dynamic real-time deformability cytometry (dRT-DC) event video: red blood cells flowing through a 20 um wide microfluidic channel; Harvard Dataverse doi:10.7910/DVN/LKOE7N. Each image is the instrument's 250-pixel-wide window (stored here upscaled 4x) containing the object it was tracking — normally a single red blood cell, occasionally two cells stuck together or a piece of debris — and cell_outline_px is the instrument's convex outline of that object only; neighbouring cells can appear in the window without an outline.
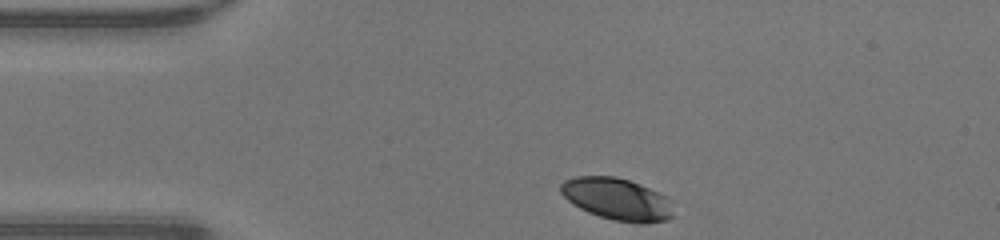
{"species": "human", "species_latin": "Homo sapiens", "temperature_condition": "warm", "stored_images_in_passage": 31, "camera_frame_rate_fps": 3000, "um_per_image_px": 0.085, "donor": {"sex": "male"}, "frame": {"image": 1, "passage_image": 1, "time_ms": 0.0, "image_size_px": [1000, 240], "cell_outline_px": [[676, 216], [668, 220], [644, 224], [640, 224], [612, 220], [588, 212], [580, 208], [568, 200], [560, 192], [560, 184], [564, 180], [576, 176], [616, 176], [640, 184], [672, 200]], "centroid_in_image_um": [52.5, 16.94], "position_along_channel_um": 32.5, "area_um2": 27.92}}
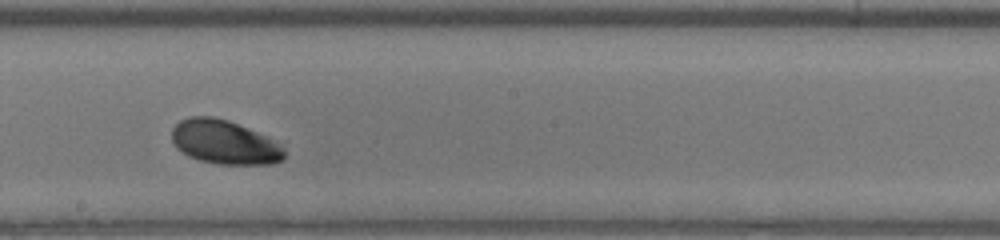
{"frame": {"image": 2, "passage_image": 18, "time_ms": 5.667, "image_size_px": [1000, 240], "cell_outline_px": [[284, 160], [272, 164], [220, 164], [200, 160], [188, 156], [176, 148], [172, 140], [172, 128], [180, 120], [188, 116], [212, 116], [228, 120], [256, 132], [272, 140], [284, 148]], "centroid_in_image_um": [19.04, 12.09], "position_along_channel_um": 229.2, "area_um2": 28.67}}
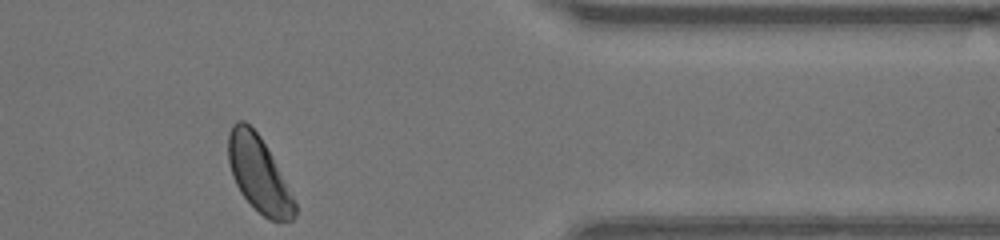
{"frame": {"image": 3, "passage_image": 31, "time_ms": 10.0, "image_size_px": [1000, 240], "cell_outline_px": [[296, 212], [292, 220], [268, 220], [240, 192], [232, 176], [228, 160], [228, 132], [232, 124], [236, 120], [244, 120], [260, 136], [272, 156], [296, 204]], "centroid_in_image_um": [21.96, 14.76], "position_along_channel_um": 389.4, "area_um2": 28.73}, "authors_computed_cell_mechanics": {"area_um2": 28.7266, "velocity_mm_per_s": 4.2839, "shape_relaxation_time_tau1_ms": 2.713, "shape_relaxation_time_tau2_ms": null, "deformation_change_tau1": 0.1041, "deformation_change_tau2": null}}